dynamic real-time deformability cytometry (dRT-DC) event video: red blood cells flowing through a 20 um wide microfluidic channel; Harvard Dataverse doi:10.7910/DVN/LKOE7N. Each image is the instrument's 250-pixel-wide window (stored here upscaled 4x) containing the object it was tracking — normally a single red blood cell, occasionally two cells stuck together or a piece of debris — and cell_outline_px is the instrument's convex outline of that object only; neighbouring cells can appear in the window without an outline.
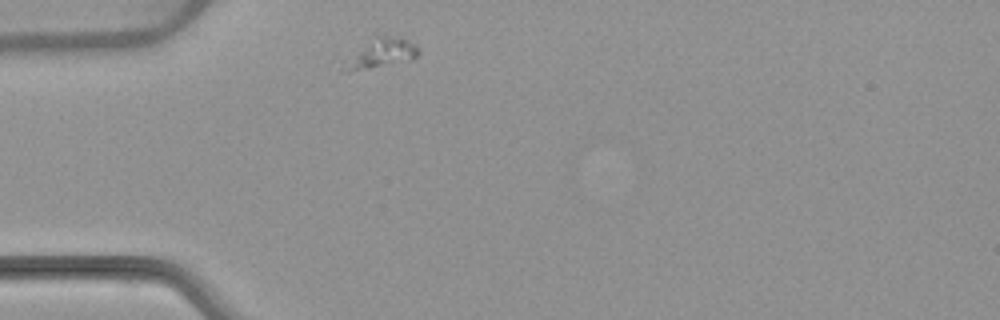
{"species": "common noctule bat (a hibernating species)", "species_latin": "Nyctalus noctula", "temperature_condition": "warm", "stored_images_in_passage": 42, "camera_frame_rate_fps": 3000, "um_per_image_px": 0.085, "animal": {"sex": "female", "body_mass_g": 22.7, "forearm_length_mm": 54.2}, "frame": {"image": 1, "passage_image": 1, "time_ms": 0.0, "image_size_px": [1000, 320], "cell_outline_px": [[420, 52], [416, 56], [408, 60], [348, 72], [344, 72], [340, 68], [376, 32], [400, 36], [416, 44], [420, 48]], "centroid_in_image_um": [32.43, 4.45], "position_along_channel_um": 52.6, "area_um2": 12.77}}
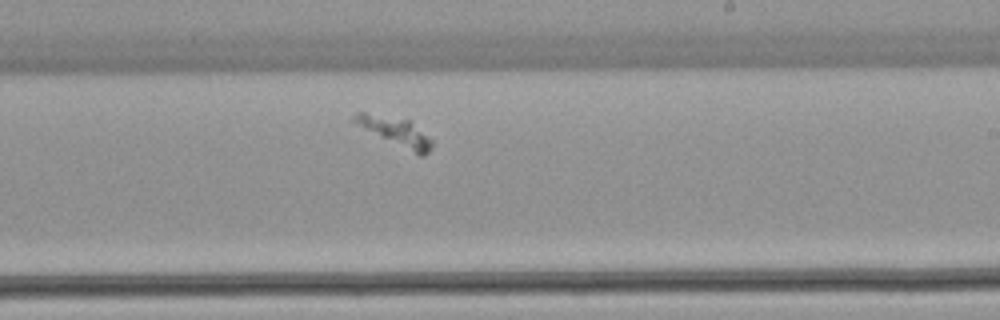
{"frame": {"image": 2, "passage_image": 19, "time_ms": 6.0, "image_size_px": [1000, 320], "cell_outline_px": [[432, 148], [424, 156], [420, 156], [364, 128], [352, 120], [352, 116], [356, 112], [364, 112], [408, 120], [428, 136], [432, 140]], "centroid_in_image_um": [33.64, 11.19], "position_along_channel_um": 255.4, "area_um2": 12.37}}
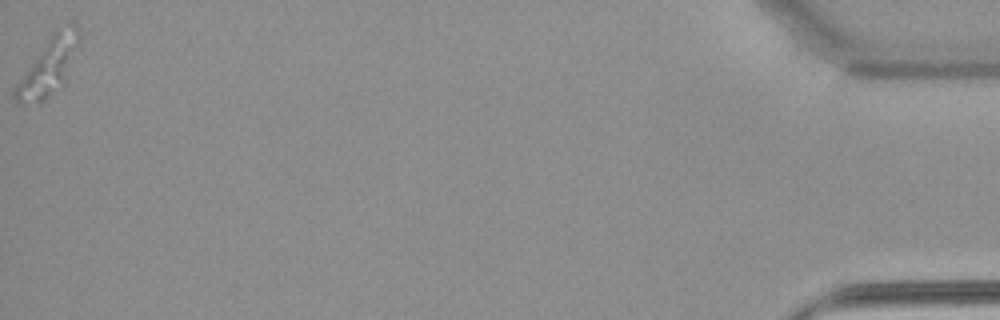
{"frame": {"image": 3, "passage_image": 42, "time_ms": 13.667, "image_size_px": [1000, 320], "cell_outline_px": [[80, 40], [64, 84], [40, 104], [16, 104], [12, 96], [12, 88], [52, 32], [56, 32]], "centroid_in_image_um": [3.92, 5.97], "position_along_channel_um": 431.3, "area_um2": 19.88}}